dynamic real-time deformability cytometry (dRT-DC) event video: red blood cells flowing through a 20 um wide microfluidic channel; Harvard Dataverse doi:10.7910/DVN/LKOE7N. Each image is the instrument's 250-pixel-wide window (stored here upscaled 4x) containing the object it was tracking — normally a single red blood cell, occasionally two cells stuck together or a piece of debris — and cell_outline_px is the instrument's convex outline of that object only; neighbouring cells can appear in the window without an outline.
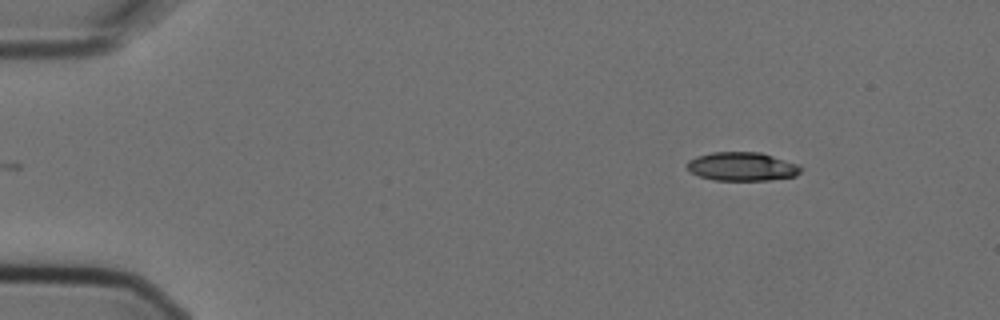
{"species": "Egyptian fruit bat (a non-hibernating species)", "species_latin": "Rousettus aegyptiacus", "temperature_condition": "cold", "stored_images_in_passage": 3, "camera_frame_rate_fps": 3000, "um_per_image_px": 0.085, "animal": {"sex": "female"}, "frame": {"image": 1, "passage_image": 3, "time_ms": 0.667, "image_size_px": [1000, 320], "cell_outline_px": [[804, 168], [796, 176], [768, 180], [712, 180], [700, 176], [692, 172], [688, 168], [688, 160], [696, 156], [712, 152], [760, 152], [800, 164]], "centroid_in_image_um": [63.12, 14.15], "position_along_channel_um": 21.9, "area_um2": 19.07}}